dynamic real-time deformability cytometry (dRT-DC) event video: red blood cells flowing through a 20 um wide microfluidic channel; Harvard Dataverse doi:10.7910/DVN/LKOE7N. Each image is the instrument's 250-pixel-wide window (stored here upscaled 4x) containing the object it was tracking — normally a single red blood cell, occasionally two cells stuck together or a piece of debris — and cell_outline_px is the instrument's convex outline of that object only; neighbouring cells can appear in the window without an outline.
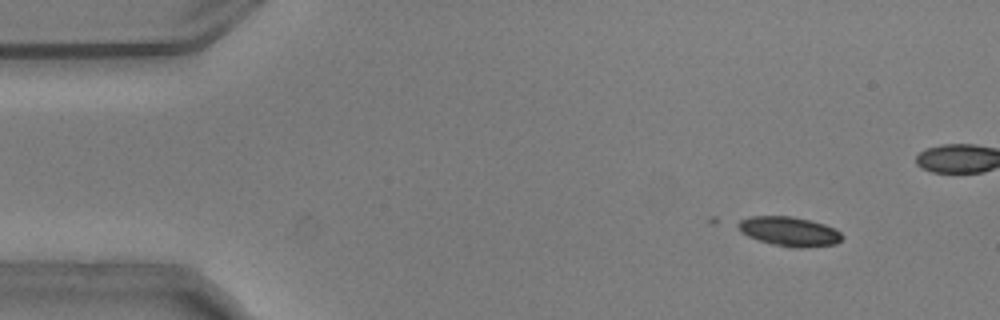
{"species": "common noctule bat (a hibernating species)", "species_latin": "Nyctalus noctula", "temperature_condition": "warm", "stored_images_in_passage": 18, "camera_frame_rate_fps": 3000, "um_per_image_px": 0.085, "animal": {"sex": "male", "body_mass_g": 20.5, "forearm_length_mm": 52.5}, "frame": {"image": 1, "passage_image": 3, "time_ms": 0.667, "image_size_px": [1000, 320], "cell_outline_px": [[844, 236], [836, 244], [800, 248], [796, 248], [772, 244], [748, 236], [740, 232], [732, 224], [748, 216], [792, 216], [824, 224], [840, 232]], "centroid_in_image_um": [67.01, 19.66], "position_along_channel_um": 18.0, "area_um2": 17.92}}